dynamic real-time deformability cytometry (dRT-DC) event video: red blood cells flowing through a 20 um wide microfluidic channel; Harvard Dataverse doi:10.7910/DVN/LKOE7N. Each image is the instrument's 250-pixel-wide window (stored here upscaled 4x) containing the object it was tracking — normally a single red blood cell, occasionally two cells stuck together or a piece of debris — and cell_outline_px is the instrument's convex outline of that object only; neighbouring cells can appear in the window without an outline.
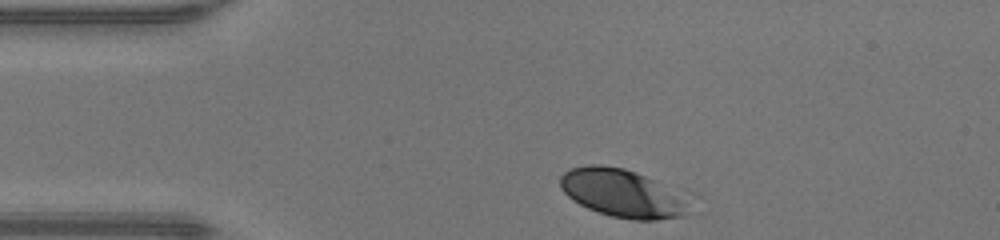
{"species": "human", "species_latin": "Homo sapiens", "temperature_condition": "warm", "stored_images_in_passage": 30, "camera_frame_rate_fps": 3000, "um_per_image_px": 0.085, "donor": {"sex": "male"}, "frame": {"image": 1, "passage_image": 1, "time_ms": 0.0, "image_size_px": [1000, 240], "cell_outline_px": [[700, 196], [684, 216], [656, 220], [632, 220], [612, 216], [588, 208], [572, 200], [560, 188], [560, 176], [564, 172], [572, 168], [588, 164], [600, 164], [624, 168], [700, 192]], "centroid_in_image_um": [53.24, 16.41], "position_along_channel_um": 31.8, "area_um2": 38.84}}
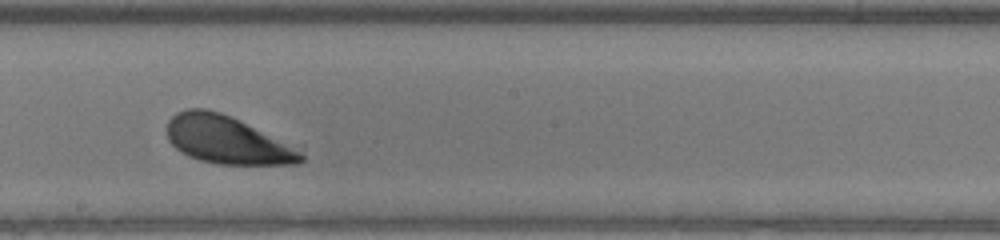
{"frame": {"image": 2, "passage_image": 18, "time_ms": 5.667, "image_size_px": [1000, 240], "cell_outline_px": [[304, 160], [296, 164], [220, 164], [200, 160], [188, 156], [180, 152], [168, 140], [168, 120], [176, 112], [188, 108], [204, 108], [220, 112], [304, 144]], "centroid_in_image_um": [19.5, 11.88], "position_along_channel_um": 228.7, "area_um2": 38.96}}
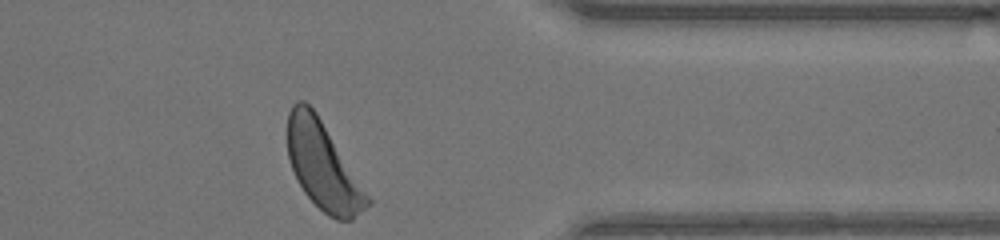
{"frame": {"image": 3, "passage_image": 30, "time_ms": 9.667, "image_size_px": [1000, 240], "cell_outline_px": [[372, 204], [352, 220], [336, 220], [328, 216], [304, 192], [296, 180], [288, 160], [288, 112], [292, 104], [296, 100], [304, 100], [316, 112], [372, 200]], "centroid_in_image_um": [27.45, 14.12], "position_along_channel_um": 384.0, "area_um2": 40.46}, "authors_computed_cell_mechanics": {"area_um2": 38.8127, "velocity_mm_per_s": 4.2885, "shape_relaxation_time_tau1_ms": 1.148, "shape_relaxation_time_tau2_ms": null, "deformation_change_tau1": 0.0964, "deformation_change_tau2": null}}